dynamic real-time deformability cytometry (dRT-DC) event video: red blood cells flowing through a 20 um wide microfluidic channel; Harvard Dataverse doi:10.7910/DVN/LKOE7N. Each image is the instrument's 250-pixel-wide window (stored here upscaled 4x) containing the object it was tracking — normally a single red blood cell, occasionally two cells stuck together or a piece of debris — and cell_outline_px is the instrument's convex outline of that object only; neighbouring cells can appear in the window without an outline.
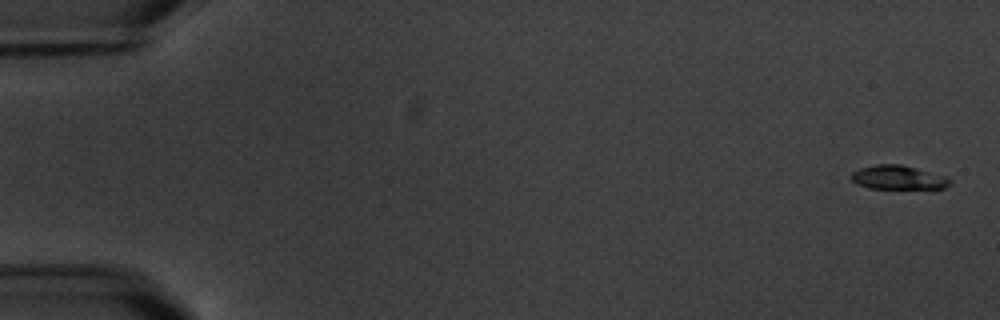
{"species": "common noctule bat (a hibernating species)", "species_latin": "Nyctalus noctula", "temperature_condition": "warm", "stored_images_in_passage": 7, "camera_frame_rate_fps": 3000, "um_per_image_px": 0.085, "animal": {"sex": "male", "body_mass_g": 20.1, "forearm_length_mm": 53.5}, "frame": {"image": 1, "passage_image": 1, "time_ms": 0.0, "image_size_px": [1000, 320], "cell_outline_px": [[952, 180], [944, 188], [868, 188], [856, 184], [852, 180], [852, 172], [860, 168], [876, 164], [900, 164], [916, 168], [944, 176]], "centroid_in_image_um": [76.3, 15.08], "position_along_channel_um": 8.7, "area_um2": 13.53}}
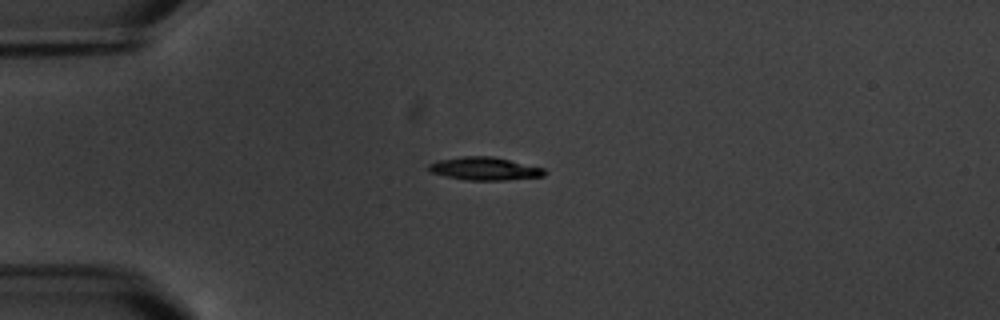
{"frame": {"image": 2, "passage_image": 5, "time_ms": 4.667, "image_size_px": [1000, 320], "cell_outline_px": [[548, 172], [544, 176], [504, 180], [468, 180], [428, 172], [428, 164], [440, 160], [464, 156], [492, 156], [544, 168]], "centroid_in_image_um": [41.21, 14.33], "position_along_channel_um": 43.8, "area_um2": 15.37}}